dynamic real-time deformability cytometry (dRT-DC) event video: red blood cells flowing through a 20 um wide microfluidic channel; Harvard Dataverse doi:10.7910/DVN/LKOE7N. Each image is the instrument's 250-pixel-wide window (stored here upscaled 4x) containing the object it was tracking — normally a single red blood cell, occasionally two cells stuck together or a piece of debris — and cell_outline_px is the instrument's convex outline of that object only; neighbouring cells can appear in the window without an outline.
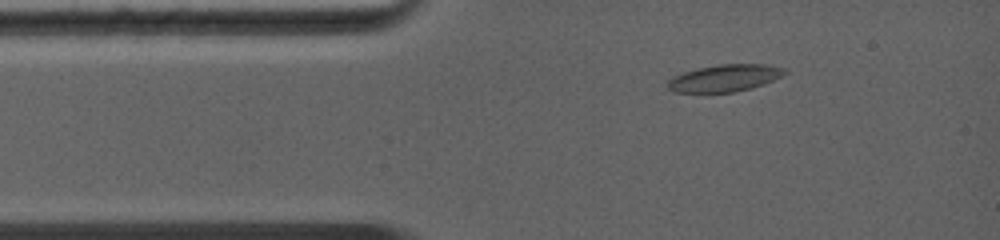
{"species": "common noctule bat (a hibernating species)", "species_latin": "Nyctalus noctula", "temperature_condition": "warm", "stored_images_in_passage": 4, "camera_frame_rate_fps": 5000, "um_per_image_px": 0.085, "animal": {"sex": "female", "body_mass_g": 19.0, "forearm_length_mm": 56.7}, "frame": {"image": 1, "passage_image": 2, "time_ms": 0.8, "image_size_px": [1000, 240], "cell_outline_px": [[788, 72], [784, 76], [764, 84], [752, 88], [732, 92], [672, 92], [668, 88], [668, 80], [672, 76], [696, 68], [716, 64], [764, 64], [784, 68]], "centroid_in_image_um": [61.61, 6.63], "position_along_channel_um": 23.4, "area_um2": 18.61}}
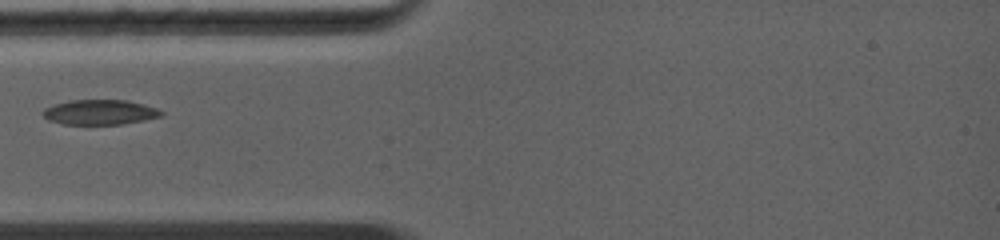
{"frame": {"image": 2, "passage_image": 4, "time_ms": 2.6, "image_size_px": [1000, 240], "cell_outline_px": [[164, 116], [124, 124], [64, 124], [48, 120], [40, 112], [44, 108], [68, 100], [128, 100], [144, 104], [156, 108], [164, 112]], "centroid_in_image_um": [8.51, 9.53], "position_along_channel_um": 76.5, "area_um2": 17.34}}